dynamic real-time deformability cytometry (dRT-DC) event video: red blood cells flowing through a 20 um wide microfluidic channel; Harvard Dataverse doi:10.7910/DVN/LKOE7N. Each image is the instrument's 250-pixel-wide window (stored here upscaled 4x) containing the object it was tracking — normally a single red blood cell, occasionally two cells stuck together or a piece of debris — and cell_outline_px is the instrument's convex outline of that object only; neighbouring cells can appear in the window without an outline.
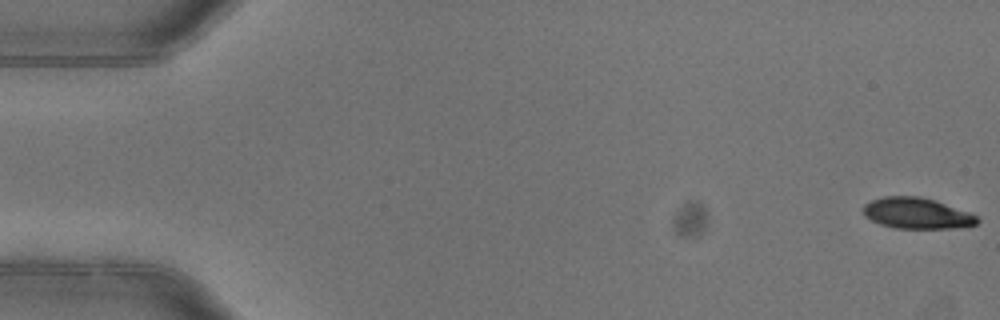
{"species": "common noctule bat (a hibernating species)", "species_latin": "Nyctalus noctula", "temperature_condition": "warm", "stored_images_in_passage": 5, "camera_frame_rate_fps": 3000, "um_per_image_px": 0.085, "animal": {"sex": "female"}, "frame": {"image": 1, "passage_image": 1, "time_ms": 0.0, "image_size_px": [1000, 320], "cell_outline_px": [[980, 220], [976, 224], [960, 228], [896, 228], [880, 224], [864, 216], [864, 204], [872, 200], [884, 196], [920, 196], [936, 200], [968, 212], [976, 216]], "centroid_in_image_um": [77.94, 18.12], "position_along_channel_um": 7.1, "area_um2": 20.52}}
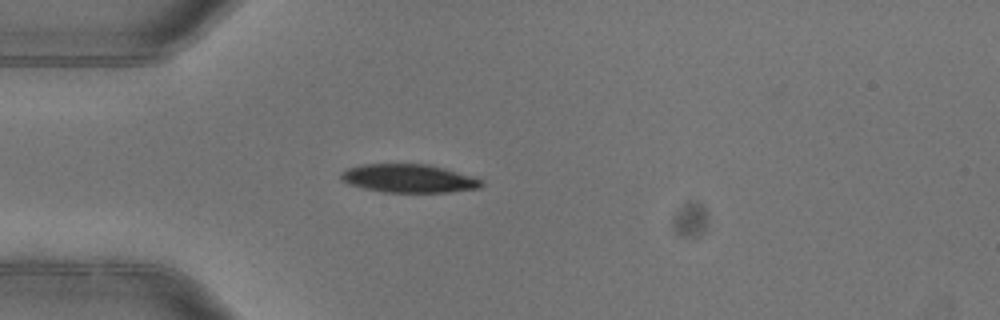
{"frame": {"image": 2, "passage_image": 4, "time_ms": 1.0, "image_size_px": [1000, 320], "cell_outline_px": [[484, 184], [480, 188], [448, 192], [380, 192], [348, 184], [340, 180], [340, 172], [348, 168], [360, 164], [428, 164], [444, 168], [472, 176], [484, 180]], "centroid_in_image_um": [34.73, 15.16], "position_along_channel_um": 50.3, "area_um2": 23.41}}